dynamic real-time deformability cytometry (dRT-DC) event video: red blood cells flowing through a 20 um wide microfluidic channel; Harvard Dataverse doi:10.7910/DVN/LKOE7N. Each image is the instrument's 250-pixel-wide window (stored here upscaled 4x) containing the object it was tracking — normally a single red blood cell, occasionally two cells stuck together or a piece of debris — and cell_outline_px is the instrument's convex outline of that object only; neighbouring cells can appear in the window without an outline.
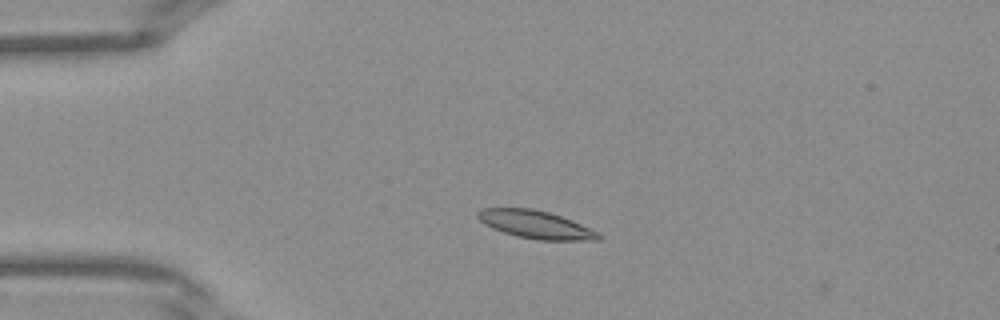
{"species": "Egyptian fruit bat (a non-hibernating species)", "species_latin": "Rousettus aegyptiacus", "temperature_condition": "warm", "stored_images_in_passage": 3, "camera_frame_rate_fps": 3000, "um_per_image_px": 0.085, "frame": {"image": 1, "passage_image": 1, "time_ms": 0.0, "image_size_px": [1000, 320], "cell_outline_px": [[600, 240], [540, 240], [516, 236], [492, 228], [484, 224], [476, 216], [476, 212], [484, 208], [532, 208], [548, 212], [572, 220], [600, 232]], "centroid_in_image_um": [45.53, 19.08], "position_along_channel_um": 39.5, "area_um2": 19.59}}